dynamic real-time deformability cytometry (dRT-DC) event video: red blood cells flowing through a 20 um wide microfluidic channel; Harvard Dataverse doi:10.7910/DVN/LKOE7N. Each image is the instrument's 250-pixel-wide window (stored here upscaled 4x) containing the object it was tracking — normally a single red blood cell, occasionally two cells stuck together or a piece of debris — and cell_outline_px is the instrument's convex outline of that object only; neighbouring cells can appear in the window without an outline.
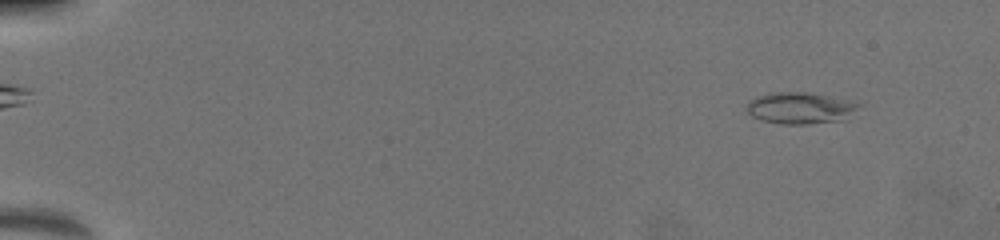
{"species": "common noctule bat (a hibernating species)", "species_latin": "Nyctalus noctula", "temperature_condition": "warm", "stored_images_in_passage": 49, "camera_frame_rate_fps": 3000, "um_per_image_px": 0.085, "animal": {"sex": "female", "body_mass_g": 19.5, "forearm_length_mm": 54.1}, "frame": {"image": 1, "passage_image": 1, "time_ms": 0.0, "image_size_px": [1000, 240], "cell_outline_px": [[864, 104], [844, 120], [804, 124], [780, 124], [764, 120], [752, 116], [748, 112], [748, 100], [756, 96], [772, 92], [804, 92]], "centroid_in_image_um": [68.0, 9.19], "position_along_channel_um": 17.0, "area_um2": 20.29}}
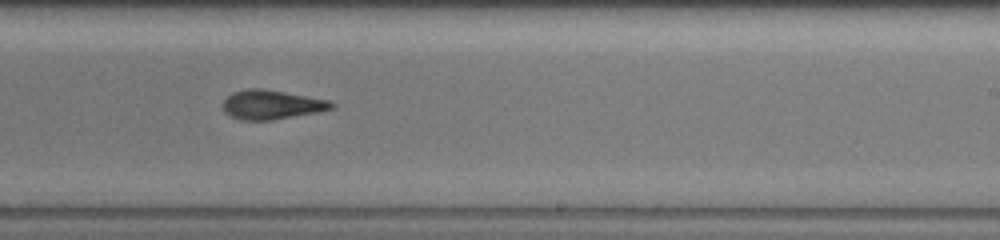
{"frame": {"image": 2, "passage_image": 31, "time_ms": 10.0, "image_size_px": [1000, 240], "cell_outline_px": [[336, 104], [332, 108], [272, 120], [240, 120], [224, 112], [224, 100], [228, 96], [236, 92], [248, 88], [260, 88], [328, 100]], "centroid_in_image_um": [23.04, 8.9], "position_along_channel_um": 266.0, "area_um2": 17.86}}
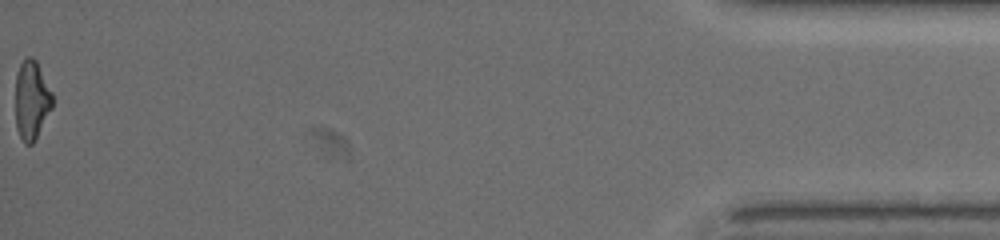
{"frame": {"image": 3, "passage_image": 49, "time_ms": 16.333, "image_size_px": [1000, 240], "cell_outline_px": [[52, 108], [36, 140], [32, 144], [24, 144], [16, 128], [16, 76], [20, 64], [28, 56], [32, 56], [36, 60], [52, 92]], "centroid_in_image_um": [2.69, 8.53], "position_along_channel_um": 432.5, "area_um2": 17.05}, "authors_computed_cell_mechanics": {"area_um2": 17.9758, "velocity_mm_per_s": 3.9987, "shape_relaxation_time_tau1_ms": 7.612, "shape_relaxation_time_tau2_ms": 2.4906, "deformation_change_tau1": 0.24, "deformation_change_tau2": 0.1056}}